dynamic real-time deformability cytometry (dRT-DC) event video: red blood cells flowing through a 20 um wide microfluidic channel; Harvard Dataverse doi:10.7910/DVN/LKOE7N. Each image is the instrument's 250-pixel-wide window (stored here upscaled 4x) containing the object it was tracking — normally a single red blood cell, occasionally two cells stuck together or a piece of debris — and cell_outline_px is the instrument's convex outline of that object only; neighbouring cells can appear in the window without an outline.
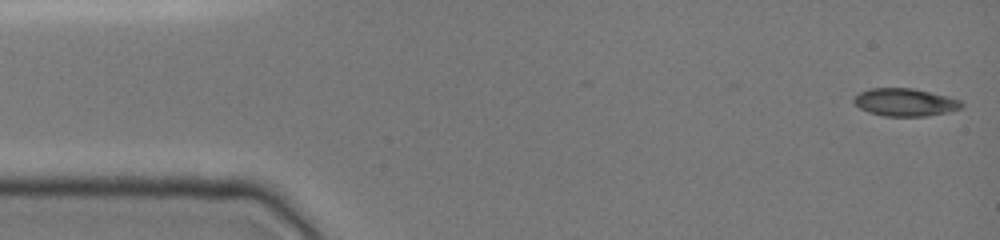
{"species": "common noctule bat (a hibernating species)", "species_latin": "Nyctalus noctula", "temperature_condition": "cold", "stored_images_in_passage": 47, "camera_frame_rate_fps": 3000, "um_per_image_px": 0.085, "animal": {"sex": "female", "body_mass_g": 19.0, "forearm_length_mm": 51.5}, "frame": {"image": 1, "passage_image": 1, "time_ms": 0.0, "image_size_px": [1000, 240], "cell_outline_px": [[964, 104], [960, 108], [948, 112], [928, 116], [884, 116], [868, 112], [860, 108], [852, 100], [860, 92], [868, 88], [912, 88], [960, 100]], "centroid_in_image_um": [76.9, 8.7], "position_along_channel_um": 8.1, "area_um2": 17.22}}
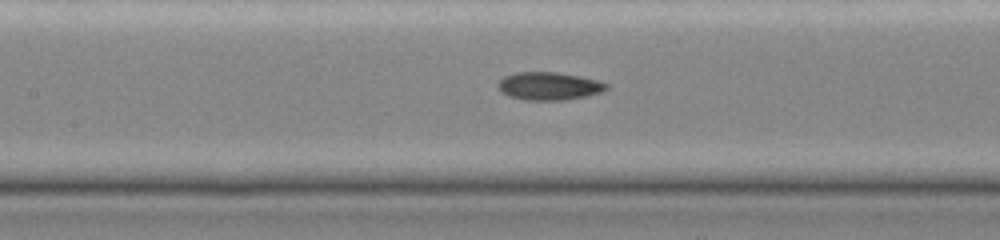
{"frame": {"image": 2, "passage_image": 21, "time_ms": 6.667, "image_size_px": [1000, 240], "cell_outline_px": [[608, 88], [600, 92], [584, 96], [564, 100], [524, 100], [508, 96], [500, 92], [496, 88], [496, 84], [504, 76], [516, 72], [556, 72], [600, 80], [608, 84]], "centroid_in_image_um": [46.61, 7.31], "position_along_channel_um": 160.8, "area_um2": 17.74}}
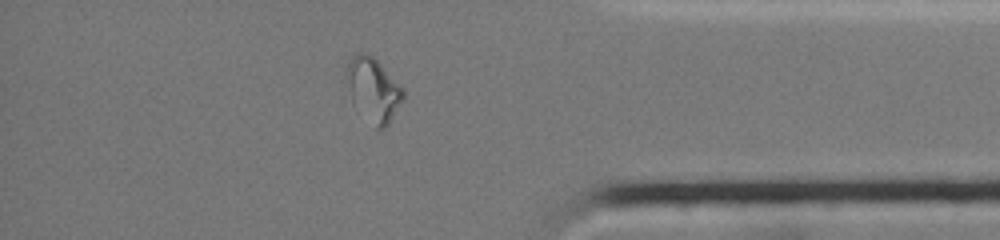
{"frame": {"image": 3, "passage_image": 40, "time_ms": 13.0, "image_size_px": [1000, 240], "cell_outline_px": [[404, 100], [388, 124], [384, 128], [376, 128], [352, 104], [344, 80], [344, 76], [348, 60], [352, 56], [360, 52], [368, 52], [404, 88]], "centroid_in_image_um": [31.69, 7.6], "position_along_channel_um": 403.5, "area_um2": 21.44}, "authors_computed_cell_mechanics": {"area_um2": 17.5712, "velocity_mm_per_s": 4.0001, "shape_relaxation_time_tau1_ms": null, "shape_relaxation_time_tau2_ms": 2.0333, "deformation_change_tau1": null, "deformation_change_tau2": 0.0616}}